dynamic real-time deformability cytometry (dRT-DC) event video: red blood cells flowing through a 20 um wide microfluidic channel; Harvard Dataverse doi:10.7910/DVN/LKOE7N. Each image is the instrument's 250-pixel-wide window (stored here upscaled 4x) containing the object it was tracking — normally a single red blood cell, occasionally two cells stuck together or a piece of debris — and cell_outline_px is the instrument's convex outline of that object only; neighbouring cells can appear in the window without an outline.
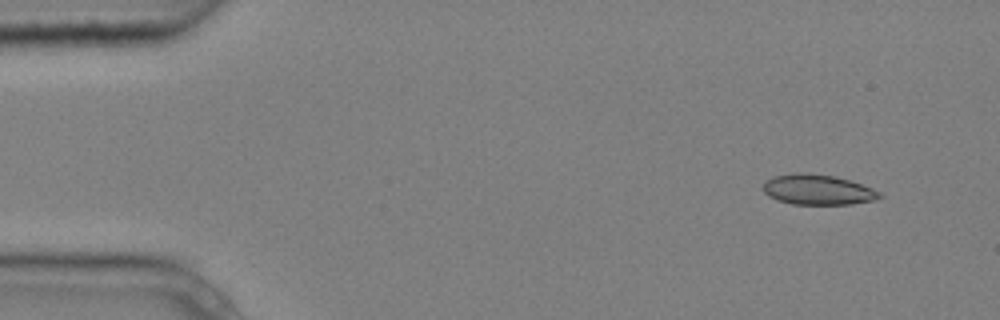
{"species": "common noctule bat (a hibernating species)", "species_latin": "Nyctalus noctula", "temperature_condition": "cold", "stored_images_in_passage": 4, "camera_frame_rate_fps": 3000, "um_per_image_px": 0.085, "animal": {"sex": "male", "body_mass_g": 20.4}, "frame": {"image": 1, "passage_image": 1, "time_ms": 0.0, "image_size_px": [1000, 320], "cell_outline_px": [[884, 196], [876, 200], [852, 204], [792, 204], [768, 196], [764, 192], [764, 184], [772, 176], [796, 172], [808, 172], [836, 176], [872, 188], [880, 192]], "centroid_in_image_um": [69.53, 16.11], "position_along_channel_um": 15.5, "area_um2": 20.58}}
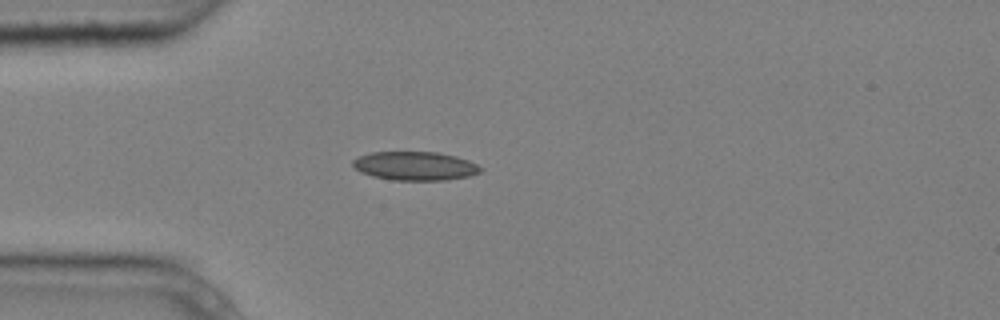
{"frame": {"image": 2, "passage_image": 4, "time_ms": 1.0, "image_size_px": [1000, 320], "cell_outline_px": [[484, 168], [480, 172], [472, 176], [444, 180], [392, 180], [372, 176], [356, 168], [352, 164], [352, 160], [360, 156], [372, 152], [436, 152], [456, 156], [468, 160]], "centroid_in_image_um": [35.33, 14.11], "position_along_channel_um": 49.7, "area_um2": 21.33}}